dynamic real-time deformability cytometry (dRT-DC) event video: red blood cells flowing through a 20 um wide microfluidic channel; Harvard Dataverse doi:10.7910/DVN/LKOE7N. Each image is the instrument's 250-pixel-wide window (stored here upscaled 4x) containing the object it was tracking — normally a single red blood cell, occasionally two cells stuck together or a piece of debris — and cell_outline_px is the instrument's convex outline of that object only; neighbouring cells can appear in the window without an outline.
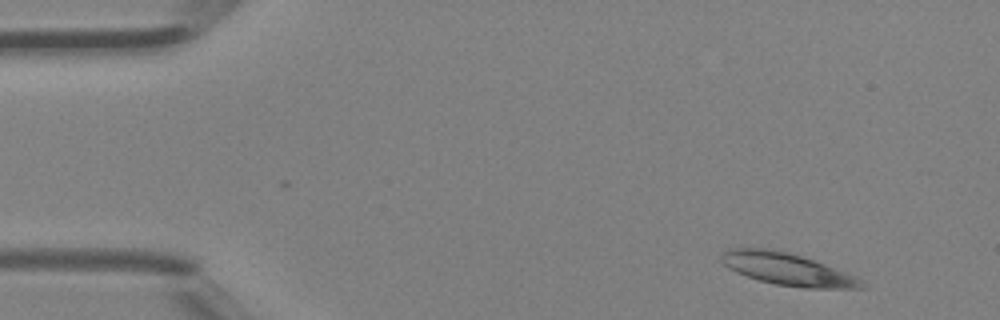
{"species": "Egyptian fruit bat (a non-hibernating species)", "species_latin": "Rousettus aegyptiacus", "temperature_condition": "room temperature", "stored_images_in_passage": 2, "camera_frame_rate_fps": 3000, "um_per_image_px": 0.085, "animal": {"sex": "female"}, "frame": {"image": 1, "passage_image": 2, "time_ms": 0.333, "image_size_px": [1000, 320], "cell_outline_px": [[868, 288], [804, 288], [776, 284], [760, 280], [736, 272], [728, 268], [720, 260], [720, 256], [728, 248], [776, 248], [824, 264], [856, 276], [864, 280]], "centroid_in_image_um": [66.94, 22.88], "position_along_channel_um": 18.1, "area_um2": 26.3}}